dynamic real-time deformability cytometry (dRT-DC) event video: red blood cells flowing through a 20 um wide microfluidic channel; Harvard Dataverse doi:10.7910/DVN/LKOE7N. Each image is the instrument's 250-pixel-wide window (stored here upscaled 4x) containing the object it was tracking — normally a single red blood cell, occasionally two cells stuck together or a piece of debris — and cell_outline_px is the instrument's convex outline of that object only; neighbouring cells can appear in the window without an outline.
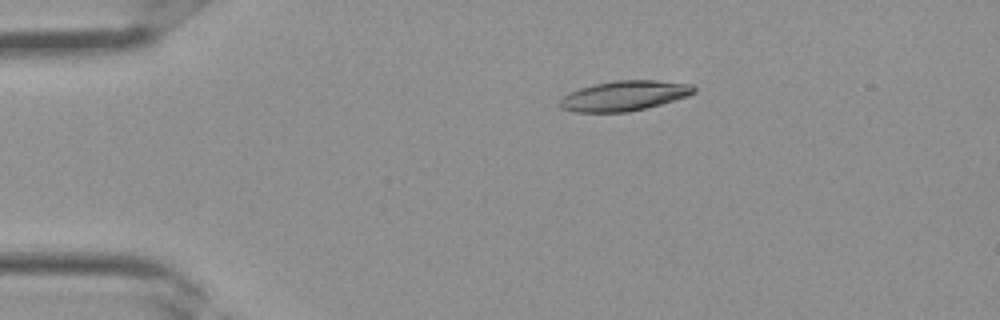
{"species": "Egyptian fruit bat (a non-hibernating species)", "species_latin": "Rousettus aegyptiacus", "temperature_condition": "room temperature", "stored_images_in_passage": 28, "camera_frame_rate_fps": 3000, "um_per_image_px": 0.085, "frame": {"image": 1, "passage_image": 1, "time_ms": 0.0, "image_size_px": [1000, 320], "cell_outline_px": [[696, 92], [688, 96], [660, 104], [644, 108], [624, 112], [576, 112], [560, 108], [556, 104], [564, 96], [580, 88], [596, 84], [616, 80], [656, 80], [692, 84], [696, 88]], "centroid_in_image_um": [53.07, 8.14], "position_along_channel_um": 31.9, "area_um2": 23.29}}
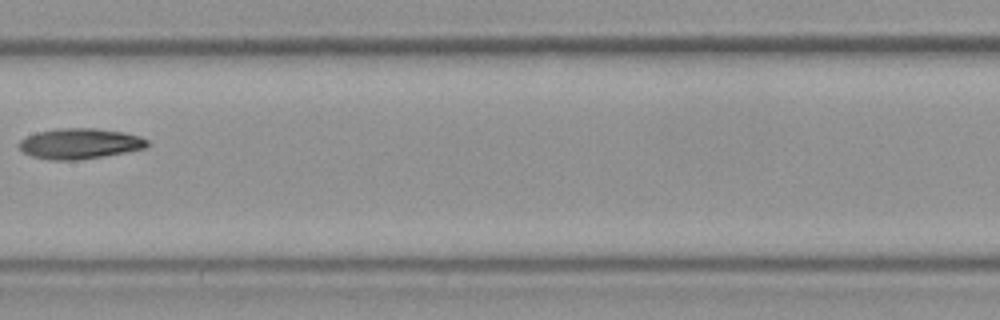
{"frame": {"image": 2, "passage_image": 12, "time_ms": 3.667, "image_size_px": [1000, 320], "cell_outline_px": [[148, 144], [144, 148], [104, 156], [80, 160], [48, 160], [32, 156], [24, 152], [16, 144], [20, 140], [36, 132], [60, 128], [96, 128], [124, 132], [140, 136], [148, 140]], "centroid_in_image_um": [6.76, 12.2], "position_along_channel_um": 200.6, "area_um2": 22.83}}
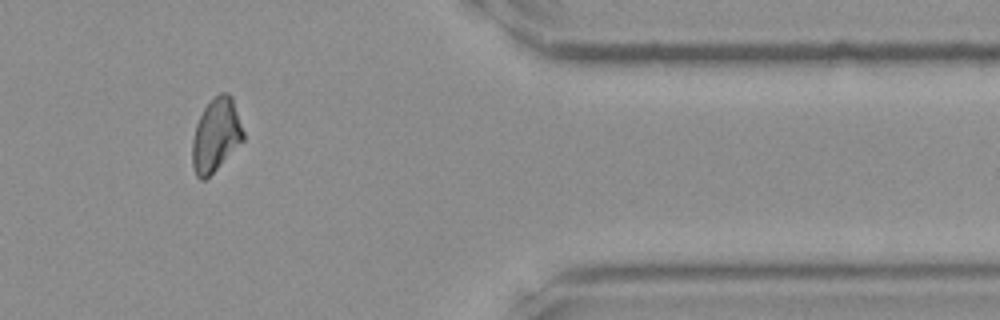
{"frame": {"image": 3, "passage_image": 23, "time_ms": 7.333, "image_size_px": [1000, 320], "cell_outline_px": [[244, 140], [204, 180], [200, 180], [196, 176], [192, 164], [192, 140], [196, 124], [204, 108], [220, 92], [228, 92], [232, 96], [244, 132]], "centroid_in_image_um": [18.35, 11.47], "position_along_channel_um": 393.0, "area_um2": 21.5}}